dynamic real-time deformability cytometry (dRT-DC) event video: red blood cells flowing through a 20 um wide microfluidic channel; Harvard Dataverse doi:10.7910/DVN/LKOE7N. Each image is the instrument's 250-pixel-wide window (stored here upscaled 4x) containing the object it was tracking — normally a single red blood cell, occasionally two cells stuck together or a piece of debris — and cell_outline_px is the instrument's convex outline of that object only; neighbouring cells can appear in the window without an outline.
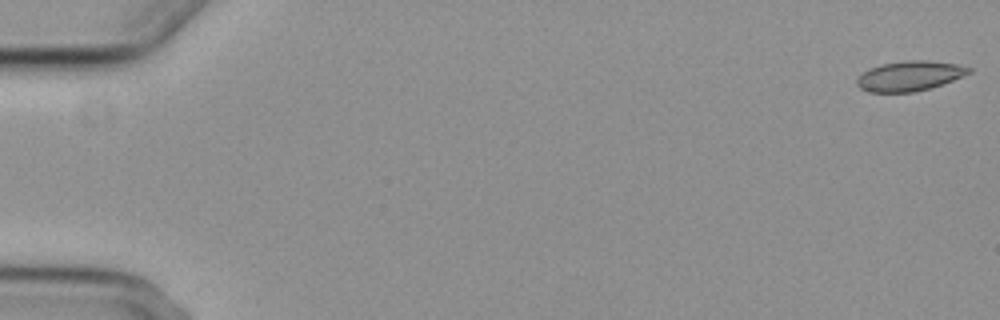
{"species": "common noctule bat (a hibernating species)", "species_latin": "Nyctalus noctula", "temperature_condition": "cold", "stored_images_in_passage": 4, "camera_frame_rate_fps": 3000, "um_per_image_px": 0.085, "animal": {"sex": "female", "body_mass_g": 29.2, "forearm_length_mm": 56.3}, "frame": {"image": 1, "passage_image": 1, "time_ms": 0.0, "image_size_px": [1000, 320], "cell_outline_px": [[972, 72], [944, 84], [932, 88], [916, 92], [868, 92], [860, 88], [856, 84], [856, 80], [868, 68], [880, 64], [904, 60], [928, 60], [956, 64], [972, 68]], "centroid_in_image_um": [77.33, 6.45], "position_along_channel_um": 7.7, "area_um2": 19.77}}